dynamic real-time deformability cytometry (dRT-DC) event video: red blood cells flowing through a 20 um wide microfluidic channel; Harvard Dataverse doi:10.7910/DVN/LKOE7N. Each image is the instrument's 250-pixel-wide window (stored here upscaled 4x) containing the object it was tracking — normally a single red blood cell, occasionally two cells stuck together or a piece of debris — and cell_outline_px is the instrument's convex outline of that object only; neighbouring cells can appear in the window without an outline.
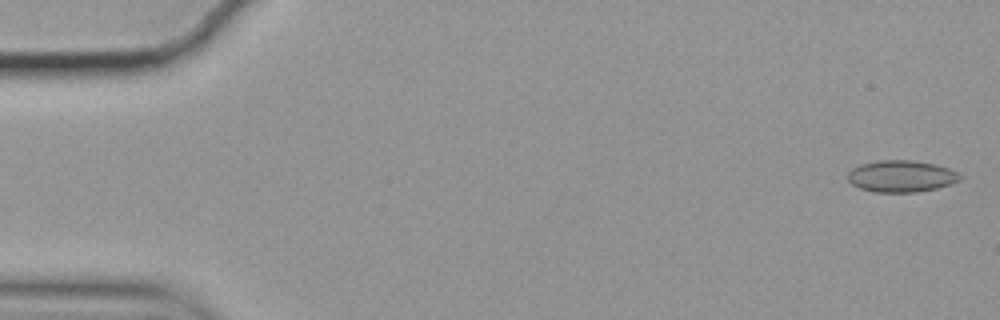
{"species": "common noctule bat (a hibernating species)", "species_latin": "Nyctalus noctula", "temperature_condition": "cold", "stored_images_in_passage": 14, "camera_frame_rate_fps": 3000, "um_per_image_px": 0.085, "animal": {"sex": "female", "body_mass_g": 19.9}, "frame": {"image": 1, "passage_image": 1, "time_ms": 0.0, "image_size_px": [1000, 320], "cell_outline_px": [[964, 176], [960, 180], [936, 188], [916, 192], [876, 192], [860, 188], [852, 184], [848, 180], [848, 172], [852, 168], [860, 164], [876, 160], [912, 160], [932, 164], [948, 168]], "centroid_in_image_um": [76.58, 14.97], "position_along_channel_um": 8.4, "area_um2": 20.63}}
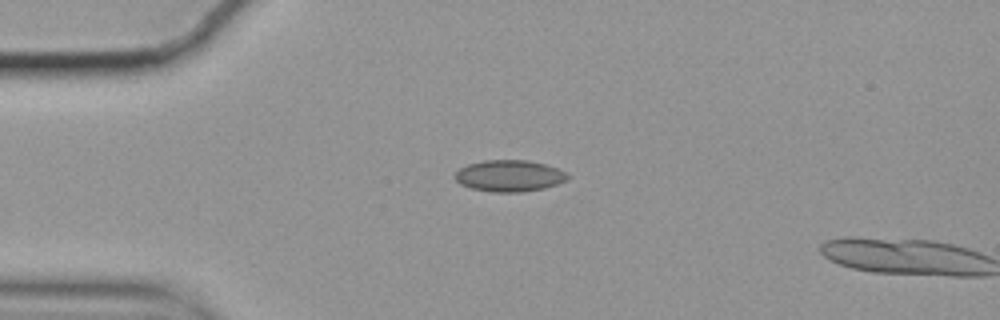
{"frame": {"image": 2, "passage_image": 13, "time_ms": 4.0, "image_size_px": [1000, 320], "cell_outline_px": [[572, 176], [568, 180], [544, 188], [524, 192], [492, 192], [472, 188], [460, 184], [452, 176], [460, 168], [468, 164], [484, 160], [528, 160], [544, 164], [568, 172]], "centroid_in_image_um": [43.32, 14.94], "position_along_channel_um": 41.7, "area_um2": 20.87}}